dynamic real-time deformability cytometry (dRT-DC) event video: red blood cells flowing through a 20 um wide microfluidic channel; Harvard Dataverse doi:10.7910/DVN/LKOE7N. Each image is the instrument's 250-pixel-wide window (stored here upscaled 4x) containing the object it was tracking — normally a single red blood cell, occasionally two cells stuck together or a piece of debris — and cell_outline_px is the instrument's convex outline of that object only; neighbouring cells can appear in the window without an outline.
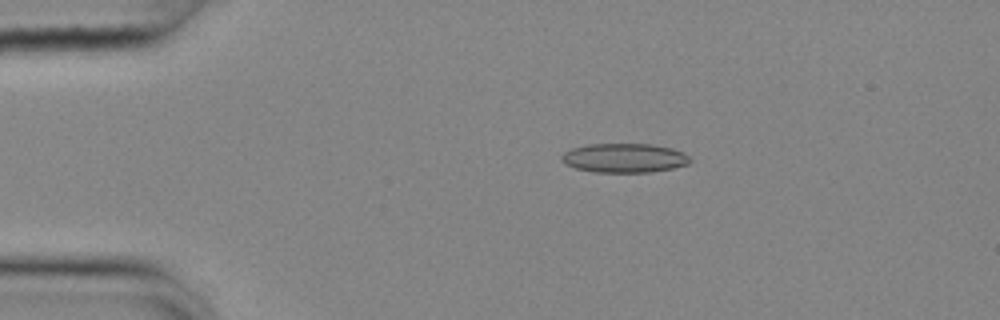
{"species": "common noctule bat (a hibernating species)", "species_latin": "Nyctalus noctula", "temperature_condition": "cold", "stored_images_in_passage": 55, "camera_frame_rate_fps": 3000, "um_per_image_px": 0.085, "animal": {"sex": "female", "body_mass_g": 25.1}, "frame": {"image": 1, "passage_image": 11, "time_ms": 3.333, "image_size_px": [1000, 320], "cell_outline_px": [[692, 160], [688, 164], [672, 168], [648, 172], [596, 172], [576, 168], [564, 164], [560, 160], [560, 156], [564, 152], [572, 148], [588, 144], [652, 144], [672, 148], [684, 152]], "centroid_in_image_um": [53.05, 13.42], "position_along_channel_um": 32.0, "area_um2": 21.91}}
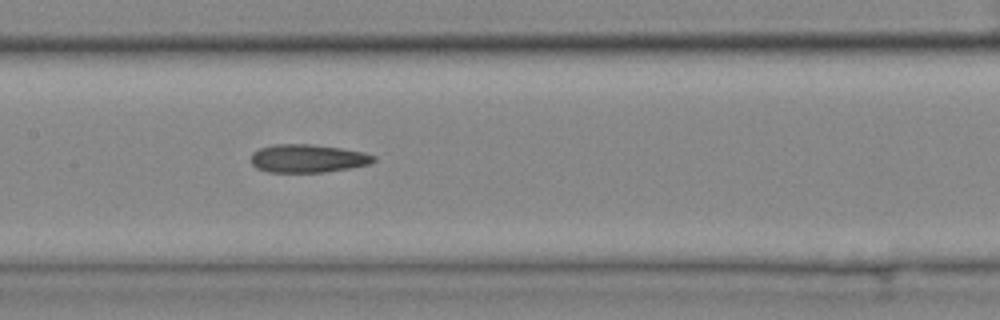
{"frame": {"image": 2, "passage_image": 27, "time_ms": 8.667, "image_size_px": [1000, 320], "cell_outline_px": [[376, 160], [368, 164], [352, 168], [324, 172], [268, 172], [256, 168], [252, 164], [252, 152], [260, 148], [272, 144], [308, 144], [340, 148], [364, 152], [376, 156]], "centroid_in_image_um": [26.16, 13.47], "position_along_channel_um": 181.2, "area_um2": 20.17}}
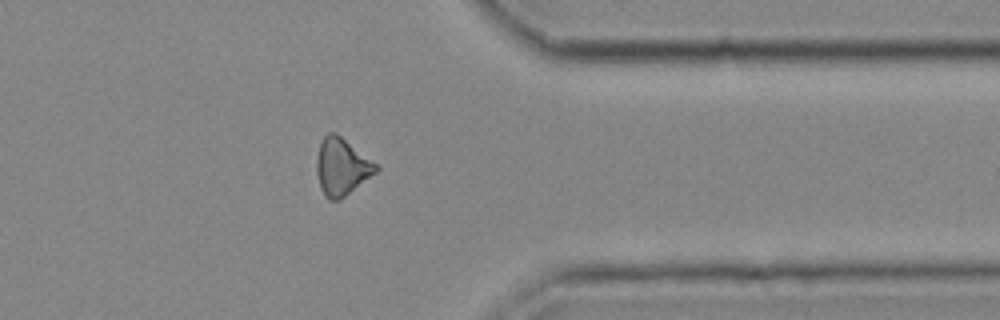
{"frame": {"image": 3, "passage_image": 44, "time_ms": 14.333, "image_size_px": [1000, 320], "cell_outline_px": [[380, 168], [376, 172], [340, 200], [328, 200], [324, 196], [320, 188], [316, 172], [316, 160], [320, 144], [324, 136], [328, 132], [336, 132], [376, 164]], "centroid_in_image_um": [29.01, 14.19], "position_along_channel_um": 382.4, "area_um2": 19.59}, "authors_computed_cell_mechanics": {"area_um2": 20.1722, "velocity_mm_per_s": 3.7019, "shape_relaxation_time_tau1_ms": 7.4743, "shape_relaxation_time_tau2_ms": 7.3237, "deformation_change_tau1": 0.1418, "deformation_change_tau2": 0.1886}}